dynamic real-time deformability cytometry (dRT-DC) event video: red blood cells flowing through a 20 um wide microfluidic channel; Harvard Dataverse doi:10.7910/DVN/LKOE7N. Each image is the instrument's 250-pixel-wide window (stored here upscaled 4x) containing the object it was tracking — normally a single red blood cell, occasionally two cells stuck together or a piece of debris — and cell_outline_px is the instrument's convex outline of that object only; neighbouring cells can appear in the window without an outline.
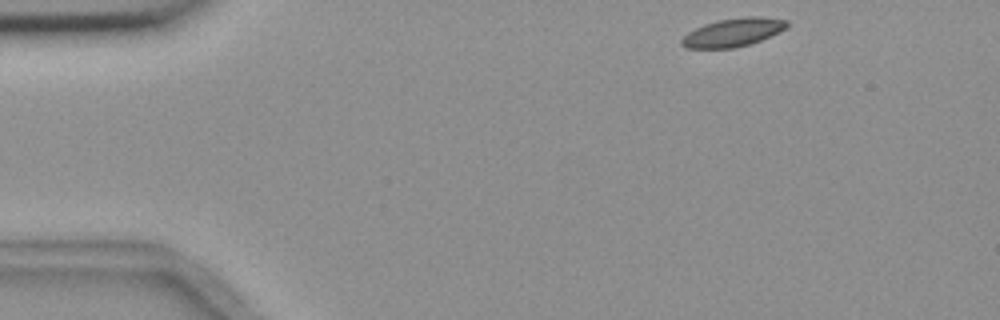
{"species": "common noctule bat (a hibernating species)", "species_latin": "Nyctalus noctula", "temperature_condition": "room temperature", "stored_images_in_passage": 8, "camera_frame_rate_fps": 3000, "um_per_image_px": 0.085, "animal": {"sex": "female", "body_mass_g": 18.4}, "frame": {"image": 1, "passage_image": 1, "time_ms": 0.0, "image_size_px": [1000, 320], "cell_outline_px": [[788, 28], [780, 32], [760, 40], [748, 44], [732, 48], [684, 48], [680, 44], [680, 40], [688, 32], [704, 24], [720, 20], [744, 16], [760, 16], [788, 20]], "centroid_in_image_um": [62.32, 2.75], "position_along_channel_um": 22.7, "area_um2": 17.4}}
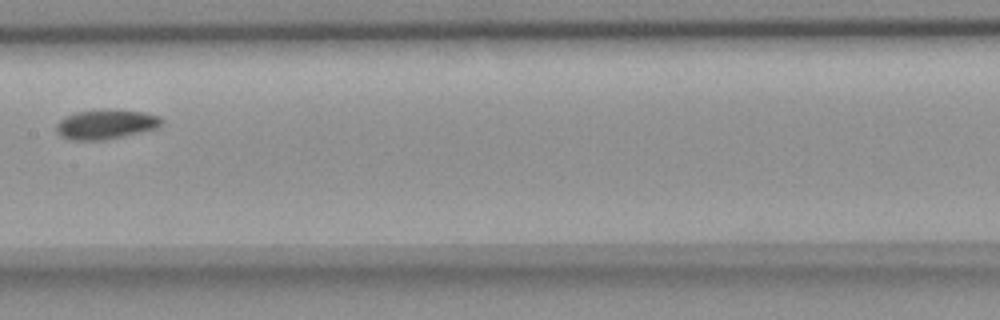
{"frame": {"image": 2, "passage_image": 7, "time_ms": 7.0, "image_size_px": [1000, 320], "cell_outline_px": [[164, 120], [156, 128], [120, 136], [100, 140], [72, 140], [60, 136], [56, 132], [56, 124], [64, 116], [76, 112], [100, 108], [108, 108], [144, 112], [160, 116]], "centroid_in_image_um": [8.95, 10.53], "position_along_channel_um": 198.5, "area_um2": 18.26}}
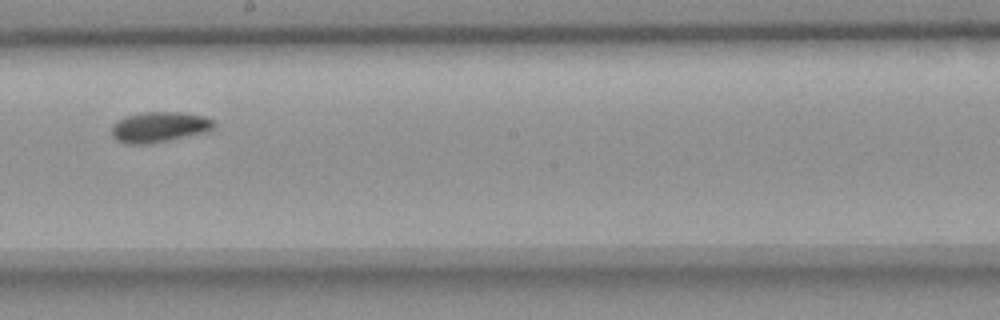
{"frame": {"image": 3, "passage_image": 8, "time_ms": 8.0, "image_size_px": [1000, 320], "cell_outline_px": [[216, 128], [208, 132], [148, 144], [124, 144], [116, 140], [112, 136], [112, 124], [116, 120], [124, 116], [140, 112], [184, 112], [204, 116], [216, 120]], "centroid_in_image_um": [13.56, 10.79], "position_along_channel_um": 234.6, "area_um2": 18.67}}